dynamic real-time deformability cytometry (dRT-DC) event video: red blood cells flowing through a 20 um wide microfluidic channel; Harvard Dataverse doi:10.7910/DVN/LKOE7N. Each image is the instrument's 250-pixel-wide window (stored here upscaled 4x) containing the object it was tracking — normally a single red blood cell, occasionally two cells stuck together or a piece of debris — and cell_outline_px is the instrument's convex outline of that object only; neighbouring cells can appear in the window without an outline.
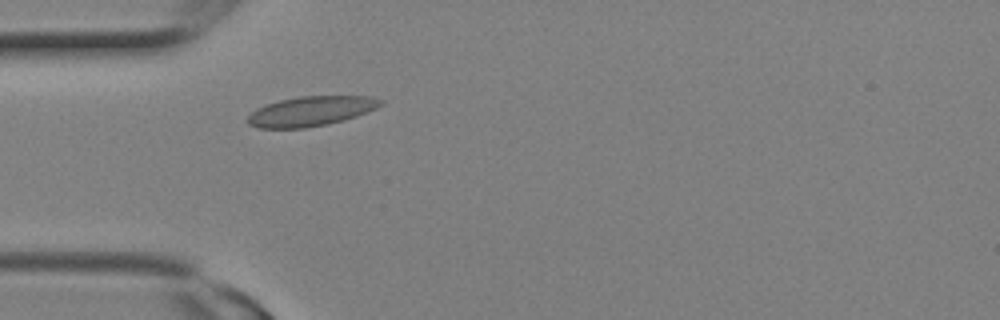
{"species": "Egyptian fruit bat (a non-hibernating species)", "species_latin": "Rousettus aegyptiacus", "temperature_condition": "room temperature", "stored_images_in_passage": 3, "camera_frame_rate_fps": 3000, "um_per_image_px": 0.085, "animal": {"sex": "female"}, "frame": {"image": 1, "passage_image": 3, "time_ms": 0.667, "image_size_px": [1000, 320], "cell_outline_px": [[384, 104], [368, 112], [344, 120], [328, 124], [304, 128], [256, 128], [248, 124], [248, 116], [256, 108], [280, 100], [300, 96], [372, 96], [384, 100]], "centroid_in_image_um": [26.46, 9.45], "position_along_channel_um": 58.5, "area_um2": 23.12}}